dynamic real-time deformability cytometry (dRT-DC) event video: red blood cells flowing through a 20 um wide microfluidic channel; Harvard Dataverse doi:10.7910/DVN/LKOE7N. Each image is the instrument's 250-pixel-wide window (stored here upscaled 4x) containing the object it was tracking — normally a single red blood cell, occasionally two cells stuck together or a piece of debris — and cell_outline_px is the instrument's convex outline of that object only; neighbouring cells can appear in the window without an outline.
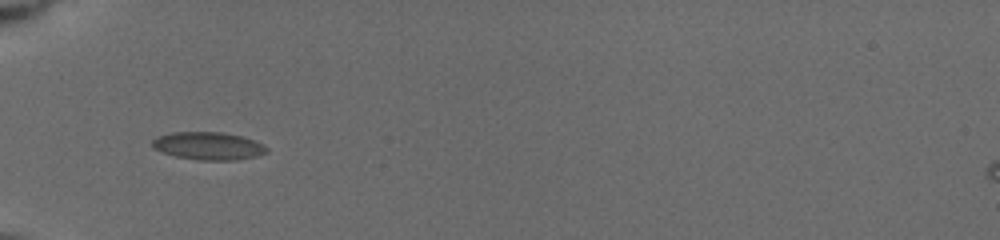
{"species": "common noctule bat (a hibernating species)", "species_latin": "Nyctalus noctula", "temperature_condition": "cold", "stored_images_in_passage": 7, "camera_frame_rate_fps": 3000, "um_per_image_px": 0.085, "animal": {"sex": "female", "body_mass_g": 19.5, "forearm_length_mm": 54.1}, "frame": {"image": 1, "passage_image": 1, "time_ms": 0.0, "image_size_px": [1000, 240], "cell_outline_px": [[268, 152], [256, 156], [236, 160], [200, 160], [176, 156], [152, 148], [152, 140], [156, 136], [172, 132], [224, 132], [244, 136], [264, 144], [268, 148]], "centroid_in_image_um": [17.73, 12.39], "position_along_channel_um": 67.3, "area_um2": 18.67}}
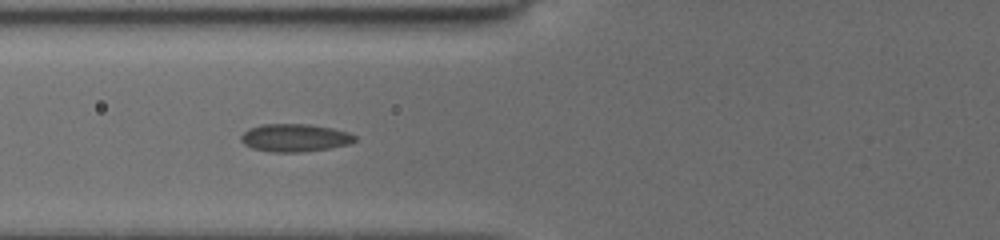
{"frame": {"image": 2, "passage_image": 6, "time_ms": 1.0, "image_size_px": [1000, 240], "cell_outline_px": [[356, 140], [348, 144], [328, 148], [304, 152], [268, 152], [252, 148], [244, 144], [240, 140], [240, 136], [248, 128], [260, 124], [308, 124], [332, 128], [348, 132], [356, 136]], "centroid_in_image_um": [25.02, 11.71], "position_along_channel_um": 100.8, "area_um2": 18.55}}